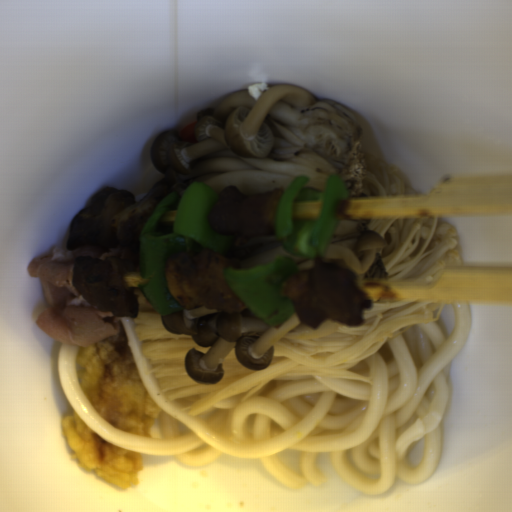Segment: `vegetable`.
Here are the masks:
<instances>
[{
	"label": "vegetable",
	"mask_w": 512,
	"mask_h": 512,
	"mask_svg": "<svg viewBox=\"0 0 512 512\" xmlns=\"http://www.w3.org/2000/svg\"><path fill=\"white\" fill-rule=\"evenodd\" d=\"M219 196L205 183H192L182 194L170 193L156 205L139 237V289L160 315L184 307L169 290L167 261L189 250L229 253L236 235H219L209 225V214Z\"/></svg>",
	"instance_id": "1"
},
{
	"label": "vegetable",
	"mask_w": 512,
	"mask_h": 512,
	"mask_svg": "<svg viewBox=\"0 0 512 512\" xmlns=\"http://www.w3.org/2000/svg\"><path fill=\"white\" fill-rule=\"evenodd\" d=\"M309 182V177H295L283 191L274 230L283 251L313 259L326 256L339 226L336 207L350 193L337 174L328 178L324 191L306 187Z\"/></svg>",
	"instance_id": "2"
},
{
	"label": "vegetable",
	"mask_w": 512,
	"mask_h": 512,
	"mask_svg": "<svg viewBox=\"0 0 512 512\" xmlns=\"http://www.w3.org/2000/svg\"><path fill=\"white\" fill-rule=\"evenodd\" d=\"M296 265L284 256L255 265L251 270L226 269L227 283L251 313L269 326H278L296 312L285 288L298 273Z\"/></svg>",
	"instance_id": "3"
}]
</instances>
